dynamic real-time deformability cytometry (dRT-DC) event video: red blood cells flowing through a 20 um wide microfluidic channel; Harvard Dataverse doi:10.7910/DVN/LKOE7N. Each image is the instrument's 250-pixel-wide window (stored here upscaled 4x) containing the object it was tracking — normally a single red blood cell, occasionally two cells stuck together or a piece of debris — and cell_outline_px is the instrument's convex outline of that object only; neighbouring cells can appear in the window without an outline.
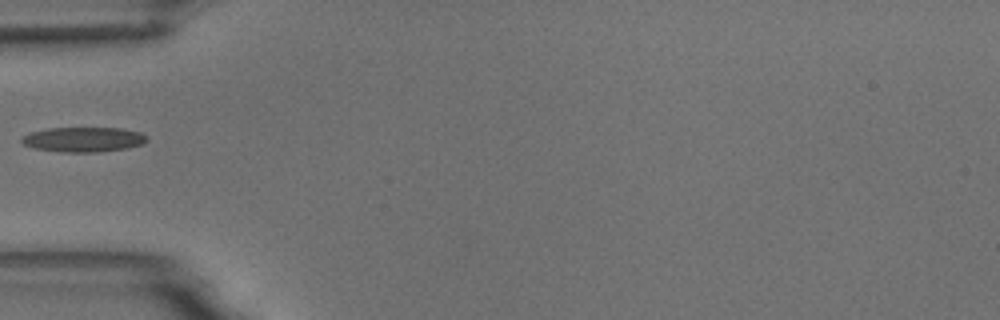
{"species": "common noctule bat (a hibernating species)", "species_latin": "Nyctalus noctula", "temperature_condition": "room temperature", "stored_images_in_passage": 3, "camera_frame_rate_fps": 3000, "um_per_image_px": 0.085, "animal": {"sex": "male", "body_mass_g": 18.8}, "frame": {"image": 1, "passage_image": 1, "time_ms": 0.0, "image_size_px": [1000, 320], "cell_outline_px": [[148, 140], [140, 144], [124, 148], [96, 152], [60, 152], [36, 148], [24, 144], [20, 140], [20, 136], [32, 132], [48, 128], [120, 128], [140, 132], [148, 136]], "centroid_in_image_um": [7.07, 11.85], "position_along_channel_um": 77.9, "area_um2": 17.98}}